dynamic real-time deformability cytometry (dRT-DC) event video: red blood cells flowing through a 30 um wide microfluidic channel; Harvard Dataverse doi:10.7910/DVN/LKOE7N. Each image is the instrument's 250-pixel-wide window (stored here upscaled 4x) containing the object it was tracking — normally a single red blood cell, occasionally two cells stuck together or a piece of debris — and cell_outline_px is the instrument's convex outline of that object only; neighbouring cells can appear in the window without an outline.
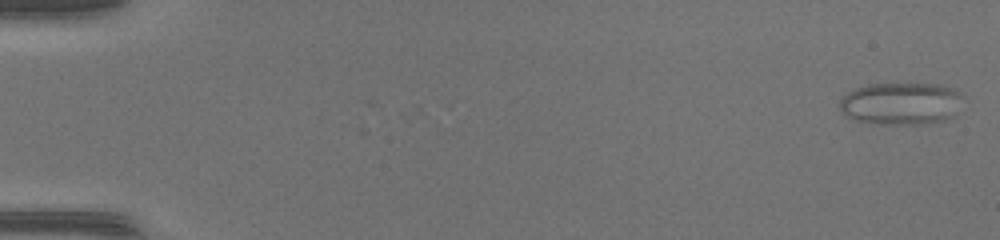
{"species": "common noctule bat (a hibernating species)", "species_latin": "Nyctalus noctula", "temperature_condition": "warm", "stored_images_in_passage": 2, "camera_frame_rate_fps": 3000, "um_per_image_px": 0.085, "animal": {"sex": "female", "body_mass_g": 17.0, "forearm_length_mm": 48.0}, "frame": {"image": 1, "passage_image": 2, "time_ms": 0.333, "image_size_px": [1000, 240], "cell_outline_px": [[956, 116], [944, 120], [928, 124], [876, 124], [856, 120], [848, 116], [840, 108], [840, 100], [848, 92], [856, 88], [868, 84], [940, 84], [952, 88], [956, 92]], "centroid_in_image_um": [76.53, 8.81], "position_along_channel_um": 8.5, "area_um2": 29.88}}